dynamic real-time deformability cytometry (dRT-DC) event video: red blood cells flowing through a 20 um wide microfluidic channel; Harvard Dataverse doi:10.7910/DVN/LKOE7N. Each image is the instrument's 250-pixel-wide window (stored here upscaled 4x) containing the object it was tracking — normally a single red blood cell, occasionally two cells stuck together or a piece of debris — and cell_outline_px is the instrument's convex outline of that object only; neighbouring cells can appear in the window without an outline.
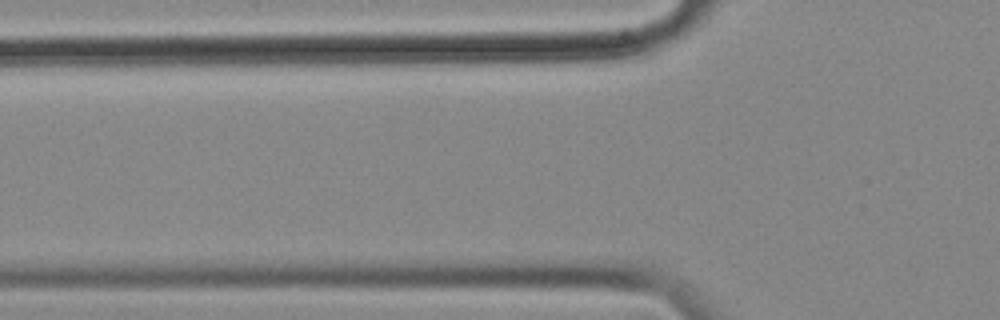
{"species": "common noctule bat (a hibernating species)", "species_latin": "Nyctalus noctula", "temperature_condition": "cold", "stored_images_in_passage": 3, "camera_frame_rate_fps": 3000, "um_per_image_px": 0.085, "animal": {"sex": "female", "body_mass_g": 18.4}, "frame": {"image": 1, "passage_image": 2, "time_ms": 0.333, "image_size_px": [1000, 320], "cell_outline_px": [[644, 48], [624, 56], [608, 60], [480, 64], [400, 64], [376, 60], [432, 48], [636, 40], [644, 40]], "centroid_in_image_um": [44.28, 4.54], "position_along_channel_um": 81.5, "area_um2": 30.29}}